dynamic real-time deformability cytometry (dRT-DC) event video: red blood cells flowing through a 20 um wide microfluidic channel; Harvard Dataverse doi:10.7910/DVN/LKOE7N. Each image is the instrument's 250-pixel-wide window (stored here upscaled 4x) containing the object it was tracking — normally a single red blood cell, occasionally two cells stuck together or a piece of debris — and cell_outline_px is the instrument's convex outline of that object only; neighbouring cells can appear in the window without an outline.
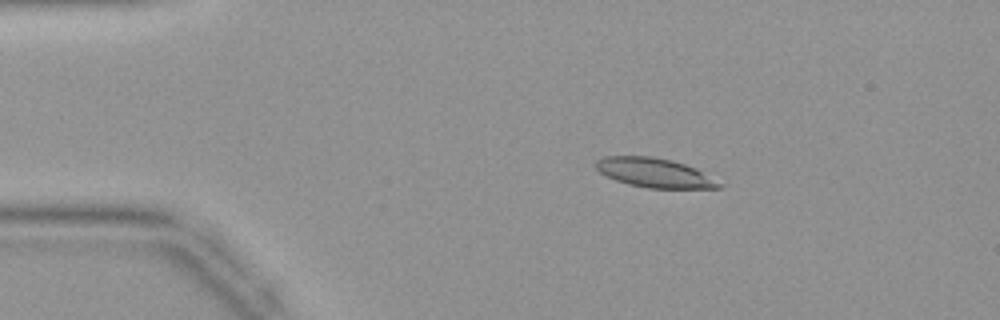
{"species": "common noctule bat (a hibernating species)", "species_latin": "Nyctalus noctula", "temperature_condition": "warm", "stored_images_in_passage": 12, "camera_frame_rate_fps": 3000, "um_per_image_px": 0.085, "animal": {"sex": "female", "body_mass_g": 19.9}, "frame": {"image": 1, "passage_image": 7, "time_ms": 2.0, "image_size_px": [1000, 320], "cell_outline_px": [[724, 184], [720, 188], [648, 188], [628, 184], [604, 176], [596, 168], [596, 160], [604, 156], [652, 156], [672, 160], [696, 168]], "centroid_in_image_um": [55.63, 14.68], "position_along_channel_um": 29.4, "area_um2": 21.1}}